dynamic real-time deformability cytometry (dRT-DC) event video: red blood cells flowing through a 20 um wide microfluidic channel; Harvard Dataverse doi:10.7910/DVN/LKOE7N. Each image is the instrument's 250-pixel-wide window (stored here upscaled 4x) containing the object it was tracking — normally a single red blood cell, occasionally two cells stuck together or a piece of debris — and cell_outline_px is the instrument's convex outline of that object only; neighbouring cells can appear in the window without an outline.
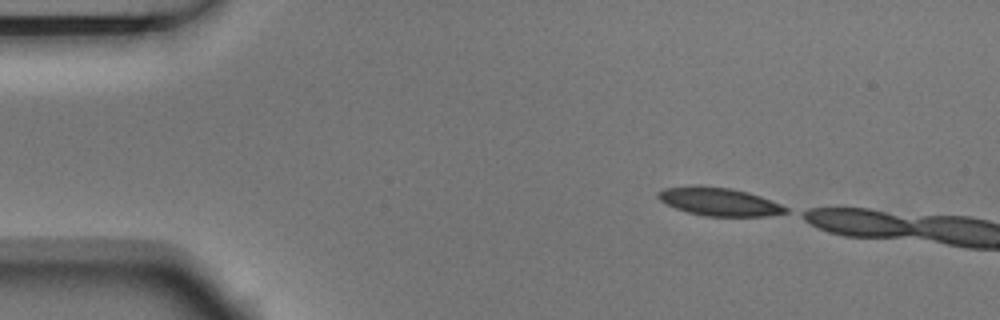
{"species": "Egyptian fruit bat (a non-hibernating species)", "species_latin": "Rousettus aegyptiacus", "temperature_condition": "room temperature", "stored_images_in_passage": 2, "camera_frame_rate_fps": 3000, "um_per_image_px": 0.085, "animal": {"sex": "male"}, "frame": {"image": 1, "passage_image": 1, "time_ms": 0.0, "image_size_px": [1000, 320], "cell_outline_px": [[788, 212], [768, 216], [704, 216], [688, 212], [676, 208], [660, 200], [656, 196], [656, 192], [664, 188], [696, 184], [728, 188], [748, 192], [760, 196], [780, 204], [788, 208]], "centroid_in_image_um": [61.09, 17.13], "position_along_channel_um": 23.9, "area_um2": 20.98}}